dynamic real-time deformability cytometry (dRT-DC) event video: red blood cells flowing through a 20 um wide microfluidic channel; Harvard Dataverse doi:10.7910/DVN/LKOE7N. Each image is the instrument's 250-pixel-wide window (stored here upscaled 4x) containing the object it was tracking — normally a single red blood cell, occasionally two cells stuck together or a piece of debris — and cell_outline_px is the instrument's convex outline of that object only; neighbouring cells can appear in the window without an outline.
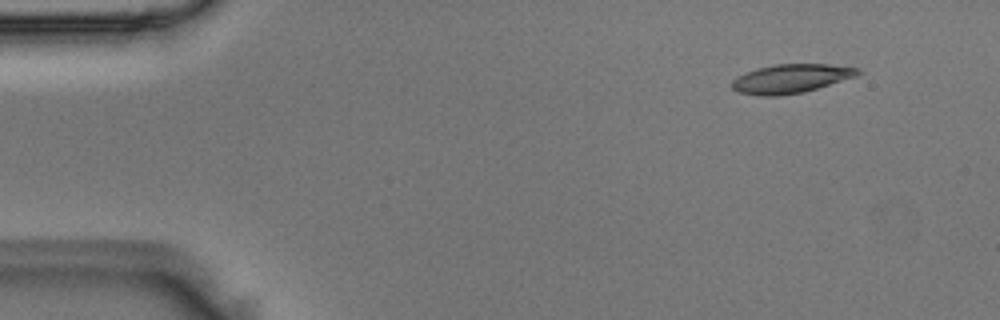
{"species": "Egyptian fruit bat (a non-hibernating species)", "species_latin": "Rousettus aegyptiacus", "temperature_condition": "room temperature", "stored_images_in_passage": 4, "segment_of_instrument_passage": [2, 2], "camera_frame_rate_fps": 3000, "um_per_image_px": 0.085, "animal": {"sex": "male"}, "frame": {"image": 1, "passage_image": 4, "time_ms": 1.0, "image_size_px": [1000, 320], "cell_outline_px": [[864, 72], [856, 76], [804, 92], [776, 96], [764, 96], [740, 92], [732, 88], [732, 80], [756, 68], [776, 64], [828, 64], [860, 68]], "centroid_in_image_um": [67.28, 6.67], "position_along_channel_um": 17.7, "area_um2": 20.98}}